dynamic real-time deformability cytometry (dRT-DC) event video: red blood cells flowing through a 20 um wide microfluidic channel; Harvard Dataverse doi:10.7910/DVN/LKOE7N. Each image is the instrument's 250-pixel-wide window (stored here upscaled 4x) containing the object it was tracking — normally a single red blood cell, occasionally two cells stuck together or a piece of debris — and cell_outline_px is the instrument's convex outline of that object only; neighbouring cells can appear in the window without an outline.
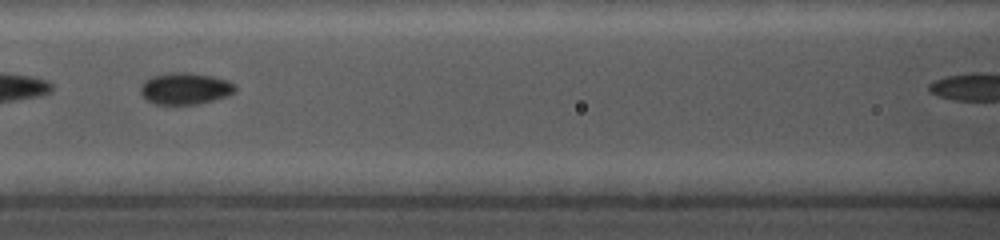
{"species": "common noctule bat (a hibernating species)", "species_latin": "Nyctalus noctula", "temperature_condition": "cold", "stored_images_in_passage": 20, "camera_frame_rate_fps": 5000, "um_per_image_px": 0.085, "animal": {"sex": "female", "body_mass_g": 19.0, "forearm_length_mm": 56.7}, "frame": {"image": 1, "passage_image": 6, "time_ms": 2.2, "image_size_px": [1000, 240], "cell_outline_px": [[236, 88], [228, 96], [200, 104], [156, 104], [144, 100], [140, 92], [140, 84], [144, 80], [152, 76], [164, 72], [188, 72], [212, 76], [236, 84]], "centroid_in_image_um": [15.68, 7.52], "position_along_channel_um": 150.9, "area_um2": 17.74}}